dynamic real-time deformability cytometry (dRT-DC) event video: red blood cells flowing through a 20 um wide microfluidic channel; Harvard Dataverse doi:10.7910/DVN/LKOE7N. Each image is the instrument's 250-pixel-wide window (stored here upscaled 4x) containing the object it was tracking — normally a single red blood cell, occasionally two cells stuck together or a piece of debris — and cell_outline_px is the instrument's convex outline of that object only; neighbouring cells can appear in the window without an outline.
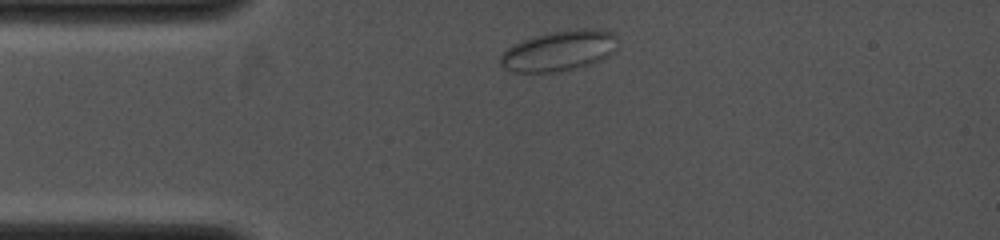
{"species": "common noctule bat (a hibernating species)", "species_latin": "Nyctalus noctula", "temperature_condition": "cold", "stored_images_in_passage": 10, "camera_frame_rate_fps": 4000, "um_per_image_px": 0.085, "animal": {"sex": "female", "body_mass_g": 19.0, "forearm_length_mm": 53.3}, "frame": {"image": 1, "passage_image": 1, "time_ms": 0.0, "image_size_px": [1000, 240], "cell_outline_px": [[616, 48], [608, 56], [600, 60], [588, 64], [572, 68], [552, 72], [516, 72], [504, 68], [500, 64], [500, 56], [512, 44], [520, 40], [532, 36], [552, 32], [580, 28], [600, 28], [612, 32], [616, 36]], "centroid_in_image_um": [47.51, 4.29], "position_along_channel_um": 37.5, "area_um2": 27.51}}
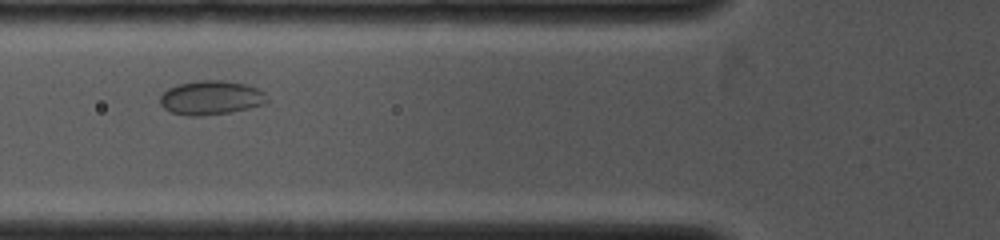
{"frame": {"image": 2, "passage_image": 6, "time_ms": 2.0, "image_size_px": [1000, 240], "cell_outline_px": [[268, 100], [264, 104], [248, 108], [228, 112], [200, 116], [188, 116], [172, 112], [164, 108], [160, 104], [160, 96], [168, 88], [176, 84], [200, 80], [224, 80], [244, 84], [256, 88], [264, 92]], "centroid_in_image_um": [17.91, 8.3], "position_along_channel_um": 107.9, "area_um2": 21.15}}
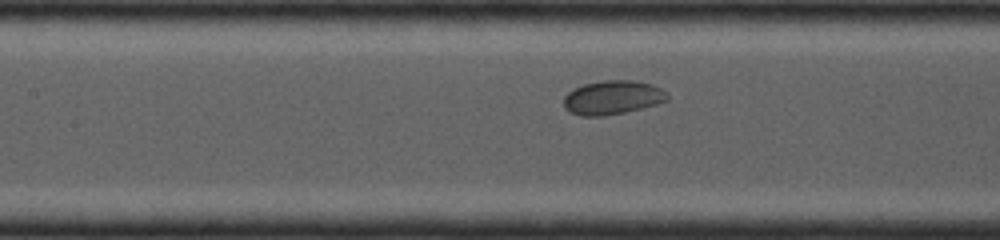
{"frame": {"image": 3, "passage_image": 9, "time_ms": 3.0, "image_size_px": [1000, 240], "cell_outline_px": [[668, 100], [656, 104], [624, 112], [600, 116], [580, 116], [564, 108], [564, 96], [568, 92], [584, 84], [604, 80], [628, 80], [648, 84], [660, 88], [668, 96]], "centroid_in_image_um": [52.02, 8.29], "position_along_channel_um": 155.4, "area_um2": 20.06}}